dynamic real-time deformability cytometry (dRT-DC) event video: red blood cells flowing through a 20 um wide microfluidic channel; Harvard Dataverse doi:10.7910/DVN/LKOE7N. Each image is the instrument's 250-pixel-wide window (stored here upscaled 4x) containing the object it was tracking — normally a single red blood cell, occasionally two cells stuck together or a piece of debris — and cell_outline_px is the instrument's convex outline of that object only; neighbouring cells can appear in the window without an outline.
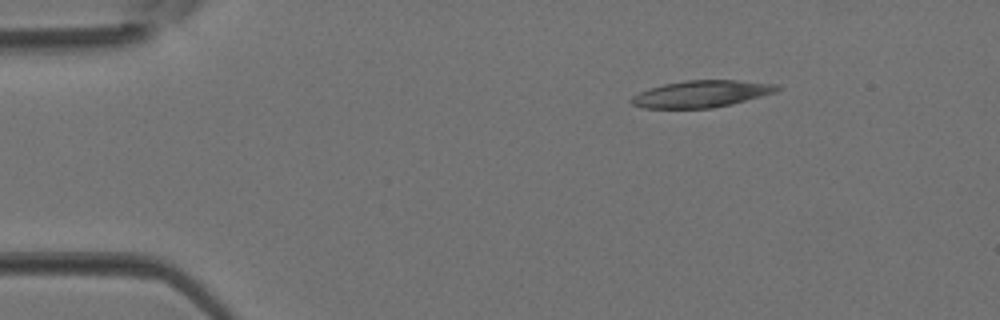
{"species": "Egyptian fruit bat (a non-hibernating species)", "species_latin": "Rousettus aegyptiacus", "temperature_condition": "room temperature", "stored_images_in_passage": 5, "camera_frame_rate_fps": 3000, "um_per_image_px": 0.085, "animal": {"sex": "female"}, "frame": {"image": 1, "passage_image": 5, "time_ms": 1.333, "image_size_px": [1000, 320], "cell_outline_px": [[780, 88], [776, 92], [732, 104], [712, 108], [640, 108], [632, 104], [628, 100], [632, 96], [640, 92], [664, 84], [684, 80], [736, 80], [780, 84]], "centroid_in_image_um": [59.63, 7.98], "position_along_channel_um": 25.4, "area_um2": 22.83}}